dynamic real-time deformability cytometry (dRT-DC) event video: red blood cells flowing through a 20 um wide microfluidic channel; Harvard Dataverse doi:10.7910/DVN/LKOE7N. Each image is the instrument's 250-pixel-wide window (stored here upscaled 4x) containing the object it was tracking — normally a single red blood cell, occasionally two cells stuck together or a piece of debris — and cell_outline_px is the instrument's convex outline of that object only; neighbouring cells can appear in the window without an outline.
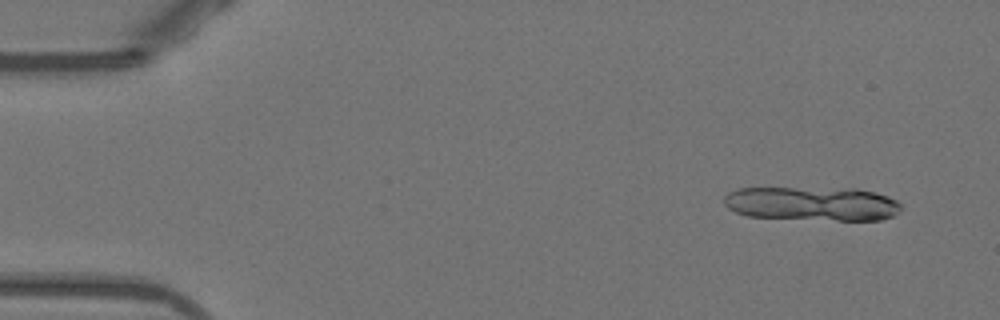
{"species": "Egyptian fruit bat (a non-hibernating species)", "species_latin": "Rousettus aegyptiacus", "temperature_condition": "warm", "stored_images_in_passage": 10, "camera_frame_rate_fps": 3000, "um_per_image_px": 0.085, "animal": {"sex": "female"}, "frame": {"image": 1, "passage_image": 4, "time_ms": 1.0, "image_size_px": [1000, 320], "cell_outline_px": [[900, 208], [892, 216], [880, 220], [836, 220], [748, 216], [736, 212], [728, 208], [724, 204], [724, 196], [728, 192], [740, 188], [856, 188], [876, 192], [888, 196], [896, 200], [900, 204]], "centroid_in_image_um": [69.03, 17.3], "position_along_channel_um": 16.0, "area_um2": 35.14}}